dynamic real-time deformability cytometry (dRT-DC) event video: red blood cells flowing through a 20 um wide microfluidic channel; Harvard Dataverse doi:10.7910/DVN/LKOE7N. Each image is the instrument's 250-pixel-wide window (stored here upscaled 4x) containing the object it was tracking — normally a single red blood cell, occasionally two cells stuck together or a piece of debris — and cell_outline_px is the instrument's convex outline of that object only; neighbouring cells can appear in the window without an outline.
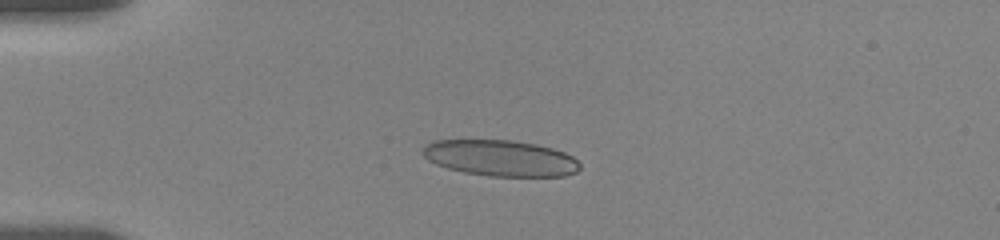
{"species": "human", "species_latin": "Homo sapiens", "temperature_condition": "room temperature", "stored_images_in_passage": 17, "camera_frame_rate_fps": 3000, "um_per_image_px": 0.085, "donor": {"sex": "female"}, "frame": {"image": 1, "passage_image": 8, "time_ms": 3.667, "image_size_px": [1000, 240], "cell_outline_px": [[580, 168], [576, 172], [564, 176], [488, 176], [464, 172], [448, 168], [436, 164], [428, 160], [420, 152], [424, 144], [432, 140], [512, 140], [536, 144], [552, 148], [564, 152], [572, 156], [580, 164]], "centroid_in_image_um": [42.5, 13.43], "position_along_channel_um": 42.5, "area_um2": 33.18}}
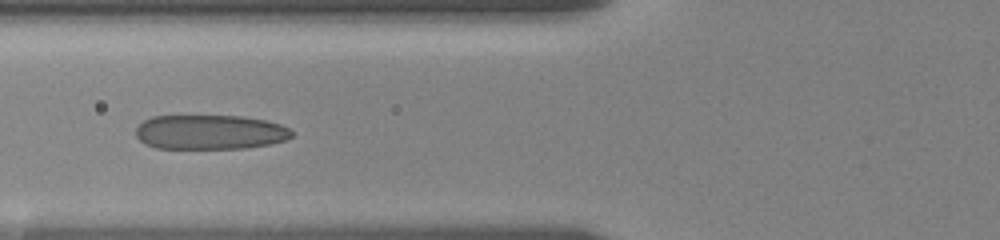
{"frame": {"image": 2, "passage_image": 15, "time_ms": 6.333, "image_size_px": [1000, 240], "cell_outline_px": [[292, 136], [284, 140], [268, 144], [244, 148], [156, 148], [144, 144], [136, 136], [136, 128], [144, 120], [152, 116], [244, 116], [264, 120], [280, 124], [288, 128], [292, 132]], "centroid_in_image_um": [17.81, 11.23], "position_along_channel_um": 108.0, "area_um2": 31.27}}